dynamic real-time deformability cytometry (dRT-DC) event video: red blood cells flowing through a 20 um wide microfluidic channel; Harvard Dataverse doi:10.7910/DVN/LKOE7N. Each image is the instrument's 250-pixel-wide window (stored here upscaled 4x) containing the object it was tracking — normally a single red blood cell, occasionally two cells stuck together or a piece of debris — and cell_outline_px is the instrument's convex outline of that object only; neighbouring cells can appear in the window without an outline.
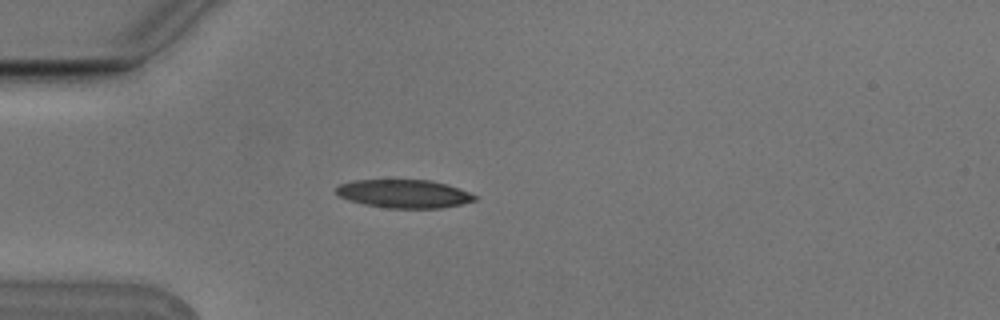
{"species": "Egyptian fruit bat (a non-hibernating species)", "species_latin": "Rousettus aegyptiacus", "temperature_condition": "cold", "stored_images_in_passage": 4, "camera_frame_rate_fps": 3000, "um_per_image_px": 0.085, "animal": {"sex": "male"}, "frame": {"image": 1, "passage_image": 4, "time_ms": 1.0, "image_size_px": [1000, 320], "cell_outline_px": [[476, 200], [460, 204], [440, 208], [388, 208], [364, 204], [340, 196], [336, 192], [336, 188], [340, 184], [356, 180], [432, 180], [448, 184], [468, 192], [476, 196]], "centroid_in_image_um": [34.37, 16.46], "position_along_channel_um": 50.6, "area_um2": 22.6}}